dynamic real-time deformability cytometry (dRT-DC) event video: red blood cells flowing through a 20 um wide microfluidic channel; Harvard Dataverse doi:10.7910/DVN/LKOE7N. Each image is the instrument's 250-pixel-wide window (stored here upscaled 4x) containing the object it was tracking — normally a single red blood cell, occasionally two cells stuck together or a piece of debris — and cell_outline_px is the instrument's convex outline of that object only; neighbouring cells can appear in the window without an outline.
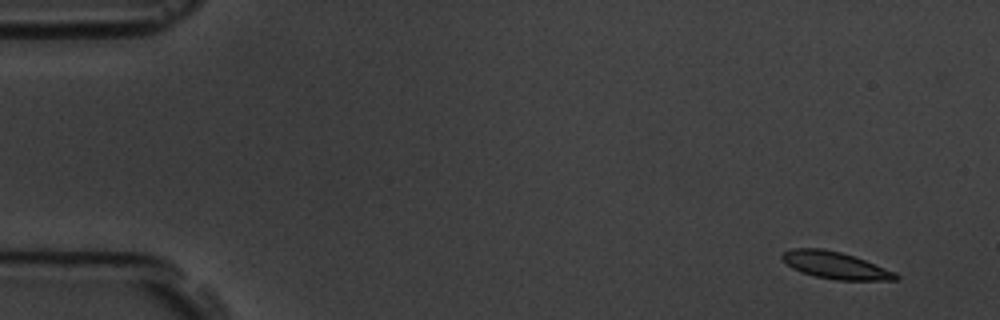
{"species": "common noctule bat (a hibernating species)", "species_latin": "Nyctalus noctula", "temperature_condition": "room temperature", "stored_images_in_passage": 6, "camera_frame_rate_fps": 3000, "um_per_image_px": 0.085, "animal": {"sex": "male", "body_mass_g": 19.5, "forearm_length_mm": 54.6}, "frame": {"image": 1, "passage_image": 1, "time_ms": 0.0, "image_size_px": [1000, 320], "cell_outline_px": [[900, 280], [836, 280], [816, 276], [800, 272], [792, 268], [780, 256], [784, 252], [792, 248], [820, 248], [840, 252], [864, 260], [896, 272], [900, 276]], "centroid_in_image_um": [71.02, 22.56], "position_along_channel_um": 14.0, "area_um2": 17.74}}
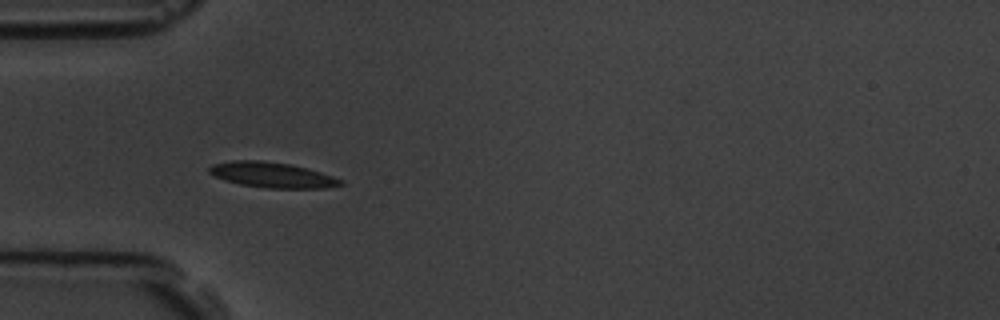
{"frame": {"image": 2, "passage_image": 5, "time_ms": 4.667, "image_size_px": [1000, 320], "cell_outline_px": [[344, 184], [324, 188], [264, 188], [240, 184], [224, 180], [208, 172], [208, 168], [212, 164], [232, 160], [260, 160], [292, 164], [320, 172], [344, 180]], "centroid_in_image_um": [23.12, 14.86], "position_along_channel_um": 61.9, "area_um2": 19.48}}
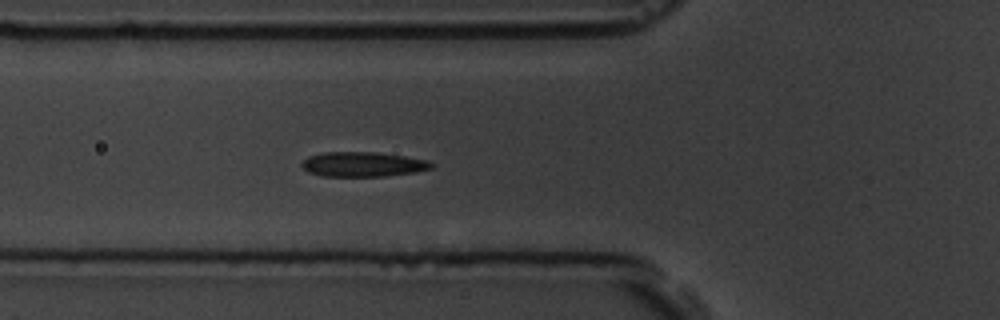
{"frame": {"image": 3, "passage_image": 6, "time_ms": 5.667, "image_size_px": [1000, 320], "cell_outline_px": [[436, 164], [432, 168], [416, 172], [384, 176], [320, 176], [308, 172], [300, 164], [308, 156], [324, 152], [376, 152], [404, 156], [428, 160]], "centroid_in_image_um": [30.86, 13.96], "position_along_channel_um": 94.9, "area_um2": 18.79}}